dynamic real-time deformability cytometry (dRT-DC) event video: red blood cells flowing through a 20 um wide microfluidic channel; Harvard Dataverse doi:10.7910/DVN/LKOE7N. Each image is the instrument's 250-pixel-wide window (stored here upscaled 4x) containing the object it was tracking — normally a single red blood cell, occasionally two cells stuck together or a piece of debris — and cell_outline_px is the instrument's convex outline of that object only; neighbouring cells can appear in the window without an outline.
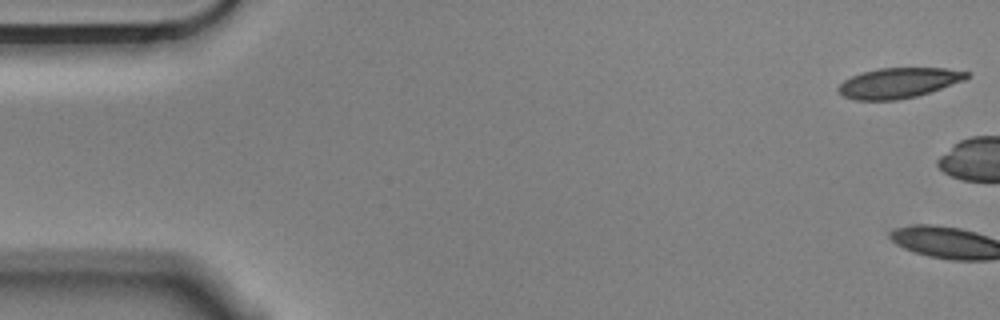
{"species": "Egyptian fruit bat (a non-hibernating species)", "species_latin": "Rousettus aegyptiacus", "temperature_condition": "cold", "stored_images_in_passage": 5, "segment_of_instrument_passage": [2, 2], "camera_frame_rate_fps": 3000, "um_per_image_px": 0.085, "animal": {"sex": "male"}, "frame": {"image": 1, "passage_image": 5, "time_ms": 1.333, "image_size_px": [1000, 320], "cell_outline_px": [[968, 76], [964, 80], [916, 96], [896, 100], [856, 100], [844, 96], [836, 88], [844, 80], [852, 76], [864, 72], [880, 68], [948, 68], [968, 72]], "centroid_in_image_um": [76.36, 7.04], "position_along_channel_um": 8.6, "area_um2": 22.25}}